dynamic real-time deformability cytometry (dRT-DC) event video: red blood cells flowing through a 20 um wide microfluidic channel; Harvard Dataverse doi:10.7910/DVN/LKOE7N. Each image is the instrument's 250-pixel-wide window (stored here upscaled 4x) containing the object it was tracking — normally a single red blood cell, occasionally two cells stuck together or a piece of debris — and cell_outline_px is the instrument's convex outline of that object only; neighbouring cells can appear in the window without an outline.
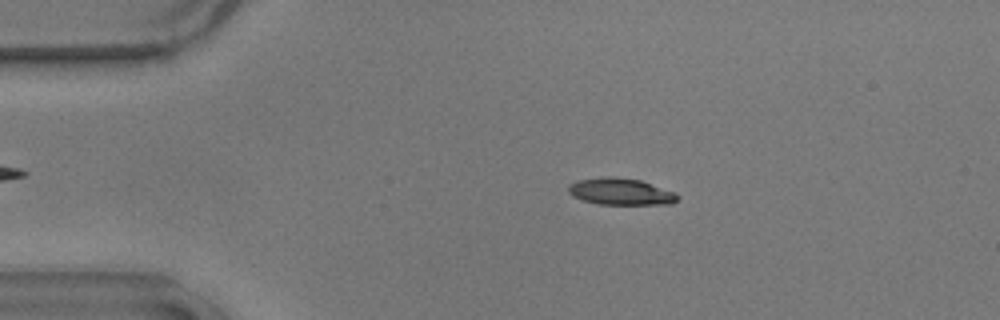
{"species": "common noctule bat (a hibernating species)", "species_latin": "Nyctalus noctula", "temperature_condition": "warm", "stored_images_in_passage": 47, "camera_frame_rate_fps": 3000, "um_per_image_px": 0.085, "animal": {"sex": "male", "body_mass_g": 17.9}, "frame": {"image": 1, "passage_image": 10, "time_ms": 3.0, "image_size_px": [1000, 320], "cell_outline_px": [[680, 196], [672, 204], [596, 204], [572, 196], [568, 192], [568, 184], [576, 180], [604, 176], [612, 176], [640, 180], [676, 192]], "centroid_in_image_um": [52.74, 16.28], "position_along_channel_um": 32.3, "area_um2": 17.17}}
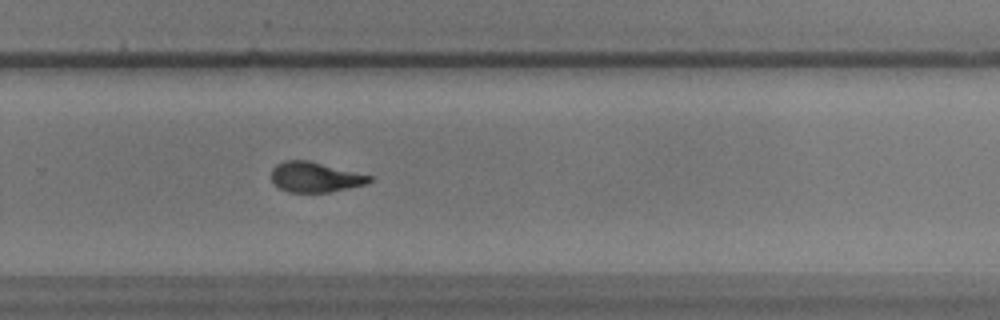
{"frame": {"image": 2, "passage_image": 36, "time_ms": 11.667, "image_size_px": [1000, 320], "cell_outline_px": [[372, 180], [364, 184], [328, 192], [288, 192], [280, 188], [272, 180], [272, 168], [276, 164], [284, 160], [308, 160], [372, 176]], "centroid_in_image_um": [26.75, 15.04], "position_along_channel_um": 303.1, "area_um2": 16.94}}
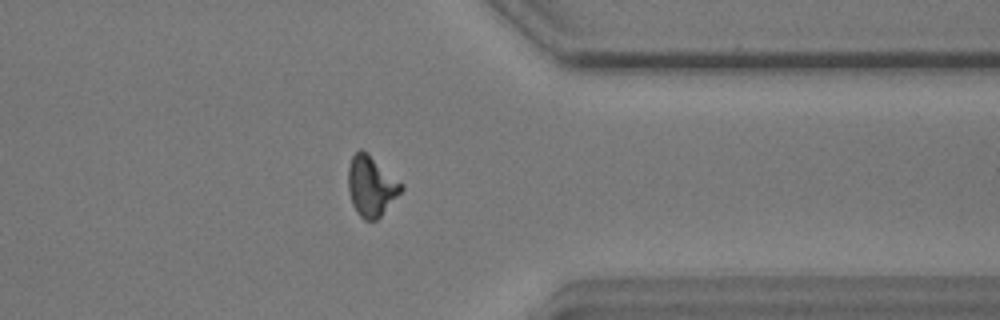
{"frame": {"image": 3, "passage_image": 43, "time_ms": 14.0, "image_size_px": [1000, 320], "cell_outline_px": [[404, 188], [380, 216], [376, 220], [364, 220], [356, 212], [352, 204], [348, 192], [348, 168], [352, 156], [360, 148], [368, 152], [404, 184]], "centroid_in_image_um": [31.55, 15.79], "position_along_channel_um": 379.9, "area_um2": 18.79}, "authors_computed_cell_mechanics": {"area_um2": 17.8602, "velocity_mm_per_s": 3.6388, "shape_relaxation_time_tau1_ms": 4.1658, "shape_relaxation_time_tau2_ms": 1.6437, "deformation_change_tau1": 0.1694, "deformation_change_tau2": 0.0774}}